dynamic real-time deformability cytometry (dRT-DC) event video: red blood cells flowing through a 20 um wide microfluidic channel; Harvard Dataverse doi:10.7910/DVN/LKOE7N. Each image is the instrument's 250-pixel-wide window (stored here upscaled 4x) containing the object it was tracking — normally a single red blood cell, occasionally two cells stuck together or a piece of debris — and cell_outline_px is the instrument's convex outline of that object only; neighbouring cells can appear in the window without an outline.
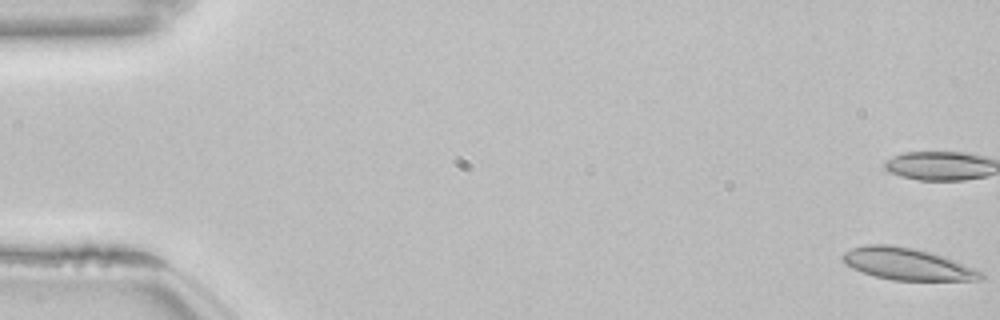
{"species": "common noctule bat (a hibernating species)", "species_latin": "Nyctalus noctula", "temperature_condition": "room temperature", "stored_images_in_passage": 54, "camera_frame_rate_fps": 3000, "um_per_image_px": 0.085, "animal": {"sex": "female", "body_mass_g": 22.7, "forearm_length_mm": 54.2}, "frame": {"image": 1, "passage_image": 1, "time_ms": 0.0, "image_size_px": [1000, 320], "cell_outline_px": [[984, 280], [892, 280], [872, 276], [852, 268], [840, 256], [844, 252], [852, 248], [864, 244], [892, 244], [932, 252], [944, 256], [984, 272]], "centroid_in_image_um": [77.12, 22.43], "position_along_channel_um": 7.9, "area_um2": 25.84}, "authors_computed_cell_mechanics": {"area_um2": 25.5765, "velocity_mm_per_s": 3.8161, "shape_relaxation_time_tau1_ms": null, "shape_relaxation_time_tau2_ms": 1.4419, "deformation_change_tau1": null, "deformation_change_tau2": 0.0697}}